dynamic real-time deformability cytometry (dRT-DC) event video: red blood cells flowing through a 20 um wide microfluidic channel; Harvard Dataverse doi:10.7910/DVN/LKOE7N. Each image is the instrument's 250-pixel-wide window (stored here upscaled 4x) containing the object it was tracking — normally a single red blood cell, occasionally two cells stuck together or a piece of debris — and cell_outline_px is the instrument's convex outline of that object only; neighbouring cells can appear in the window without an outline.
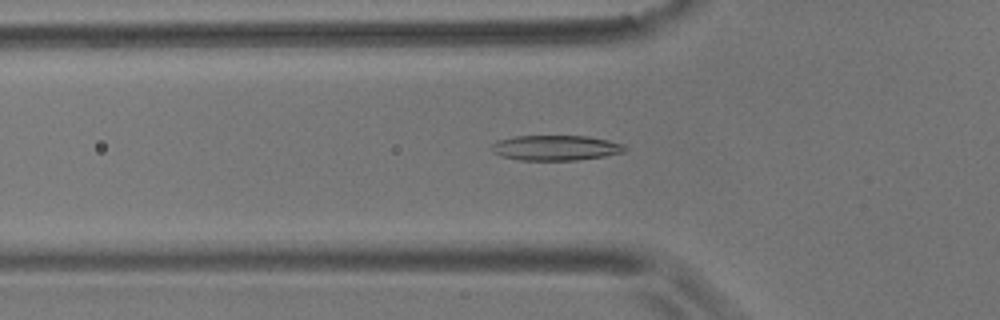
{"species": "common noctule bat (a hibernating species)", "species_latin": "Nyctalus noctula", "temperature_condition": "room temperature", "stored_images_in_passage": 45, "camera_frame_rate_fps": 3000, "um_per_image_px": 0.085, "animal": {"sex": "male", "body_mass_g": 17.9}, "frame": {"image": 1, "passage_image": 8, "time_ms": 2.333, "image_size_px": [1000, 320], "cell_outline_px": [[628, 148], [624, 152], [604, 156], [576, 160], [520, 160], [500, 156], [492, 152], [488, 148], [496, 140], [516, 136], [588, 136], [608, 140], [624, 144]], "centroid_in_image_um": [47.2, 12.56], "position_along_channel_um": 78.6, "area_um2": 19.77}}
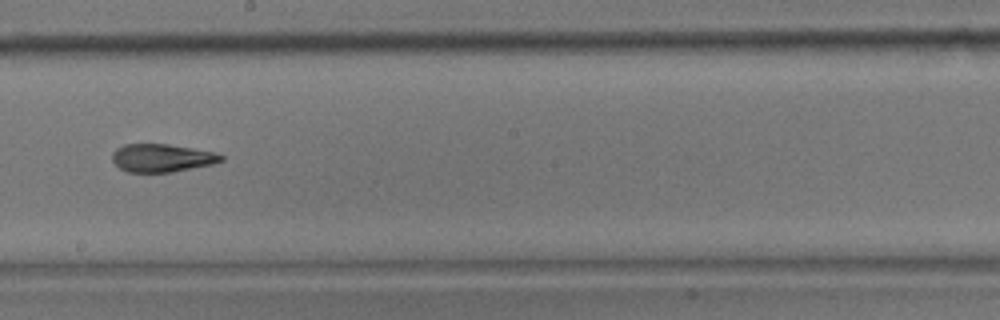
{"frame": {"image": 2, "passage_image": 21, "time_ms": 6.667, "image_size_px": [1000, 320], "cell_outline_px": [[224, 160], [212, 164], [172, 172], [128, 172], [120, 168], [112, 160], [112, 152], [116, 148], [124, 144], [168, 144], [216, 152], [224, 156]], "centroid_in_image_um": [13.76, 13.42], "position_along_channel_um": 234.4, "area_um2": 17.8}}
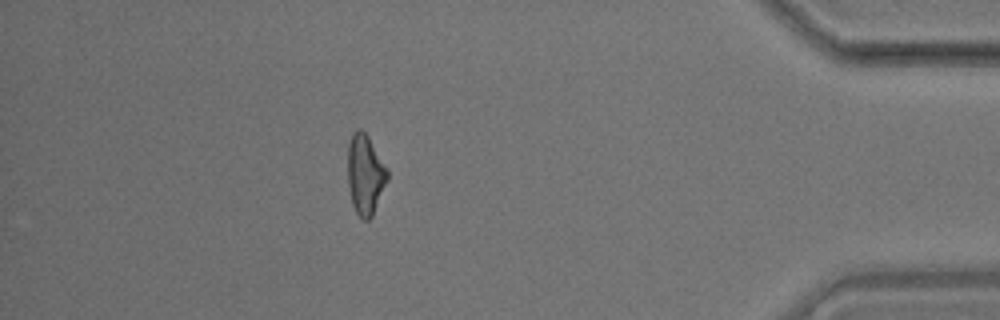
{"frame": {"image": 3, "passage_image": 39, "time_ms": 12.667, "image_size_px": [1000, 320], "cell_outline_px": [[388, 180], [372, 216], [368, 220], [364, 220], [356, 212], [352, 204], [348, 184], [348, 144], [352, 132], [356, 128], [360, 128], [368, 136], [388, 168]], "centroid_in_image_um": [31.05, 14.8], "position_along_channel_um": 404.2, "area_um2": 18.61}, "authors_computed_cell_mechanics": {"area_um2": 18.6116, "velocity_mm_per_s": 3.5734, "shape_relaxation_time_tau1_ms": 7.0914, "shape_relaxation_time_tau2_ms": 3.1713, "deformation_change_tau1": 0.2058, "deformation_change_tau2": 0.1188}}